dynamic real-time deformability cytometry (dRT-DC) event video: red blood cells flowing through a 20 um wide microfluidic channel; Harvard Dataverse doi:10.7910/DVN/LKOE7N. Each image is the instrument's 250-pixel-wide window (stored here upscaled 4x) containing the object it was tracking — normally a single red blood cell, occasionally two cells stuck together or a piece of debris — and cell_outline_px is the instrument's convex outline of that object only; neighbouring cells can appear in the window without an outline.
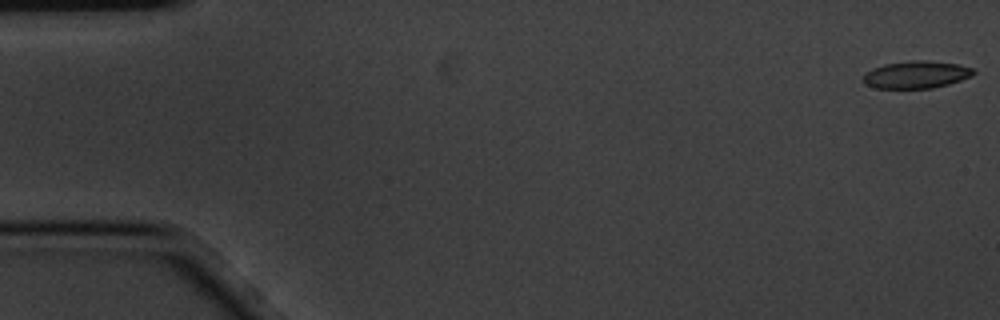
{"species": "common noctule bat (a hibernating species)", "species_latin": "Nyctalus noctula", "temperature_condition": "cold", "stored_images_in_passage": 3, "camera_frame_rate_fps": 3000, "um_per_image_px": 0.085, "animal": {"sex": "male", "body_mass_g": 20.1, "forearm_length_mm": 53.5}, "frame": {"image": 1, "passage_image": 1, "time_ms": 0.0, "image_size_px": [1000, 320], "cell_outline_px": [[976, 72], [972, 76], [948, 84], [932, 88], [876, 88], [864, 84], [864, 72], [872, 68], [884, 64], [908, 60], [928, 60], [960, 64], [976, 68]], "centroid_in_image_um": [77.91, 6.32], "position_along_channel_um": 7.1, "area_um2": 17.86}}